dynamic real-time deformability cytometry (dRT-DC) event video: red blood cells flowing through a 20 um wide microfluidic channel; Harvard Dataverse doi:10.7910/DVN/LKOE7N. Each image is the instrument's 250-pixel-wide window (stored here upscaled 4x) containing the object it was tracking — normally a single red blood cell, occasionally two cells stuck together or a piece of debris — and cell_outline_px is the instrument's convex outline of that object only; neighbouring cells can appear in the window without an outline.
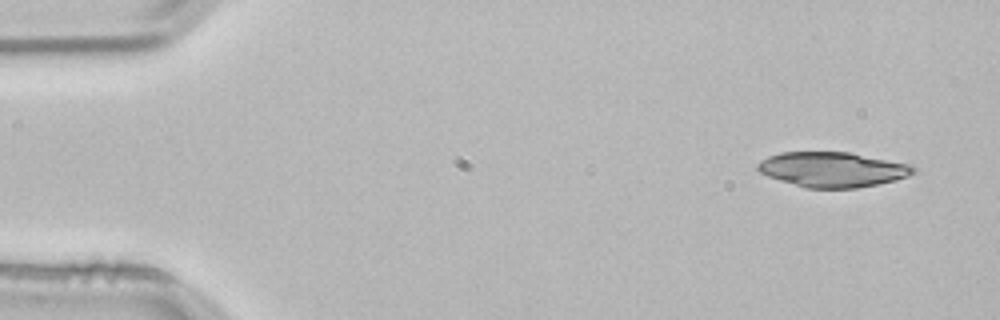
{"species": "common noctule bat (a hibernating species)", "species_latin": "Nyctalus noctula", "temperature_condition": "room temperature", "stored_images_in_passage": 4, "segment_of_instrument_passage": [2, 2], "camera_frame_rate_fps": 3000, "um_per_image_px": 0.085, "animal": {"sex": "male", "body_mass_g": 21.5, "forearm_length_mm": 52.0}, "frame": {"image": 1, "passage_image": 4, "time_ms": 1.0, "image_size_px": [1000, 320], "cell_outline_px": [[916, 172], [908, 176], [896, 180], [856, 188], [804, 188], [768, 176], [760, 172], [756, 168], [756, 164], [760, 160], [768, 156], [780, 152], [848, 152], [912, 164], [916, 168]], "centroid_in_image_um": [70.76, 14.4], "position_along_channel_um": 14.2, "area_um2": 31.91}}